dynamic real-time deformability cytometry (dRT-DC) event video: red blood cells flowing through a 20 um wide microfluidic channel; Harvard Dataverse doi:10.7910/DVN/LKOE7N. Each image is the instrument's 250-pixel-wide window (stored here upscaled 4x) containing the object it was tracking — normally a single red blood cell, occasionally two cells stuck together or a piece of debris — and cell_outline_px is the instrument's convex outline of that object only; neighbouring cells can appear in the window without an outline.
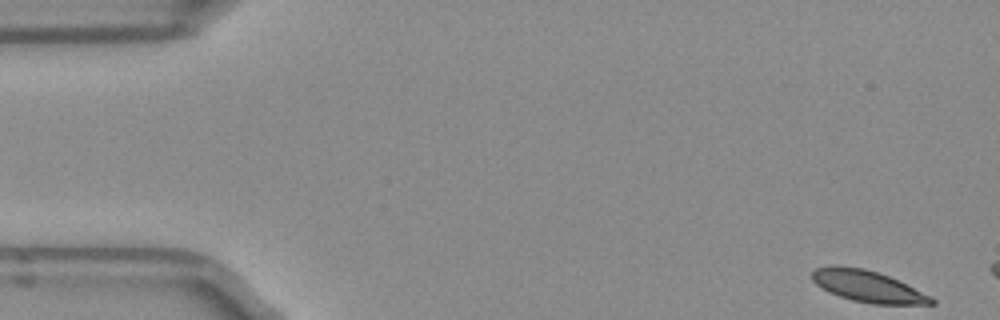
{"species": "Egyptian fruit bat (a non-hibernating species)", "species_latin": "Rousettus aegyptiacus", "temperature_condition": "room temperature", "stored_images_in_passage": 6, "camera_frame_rate_fps": 3000, "um_per_image_px": 0.085, "frame": {"image": 1, "passage_image": 1, "time_ms": 0.0, "image_size_px": [1000, 320], "cell_outline_px": [[936, 304], [872, 304], [852, 300], [828, 292], [816, 284], [812, 280], [812, 272], [816, 268], [828, 264], [840, 264], [864, 268], [888, 276], [932, 296], [936, 300]], "centroid_in_image_um": [73.72, 24.32], "position_along_channel_um": 11.3, "area_um2": 22.08}}